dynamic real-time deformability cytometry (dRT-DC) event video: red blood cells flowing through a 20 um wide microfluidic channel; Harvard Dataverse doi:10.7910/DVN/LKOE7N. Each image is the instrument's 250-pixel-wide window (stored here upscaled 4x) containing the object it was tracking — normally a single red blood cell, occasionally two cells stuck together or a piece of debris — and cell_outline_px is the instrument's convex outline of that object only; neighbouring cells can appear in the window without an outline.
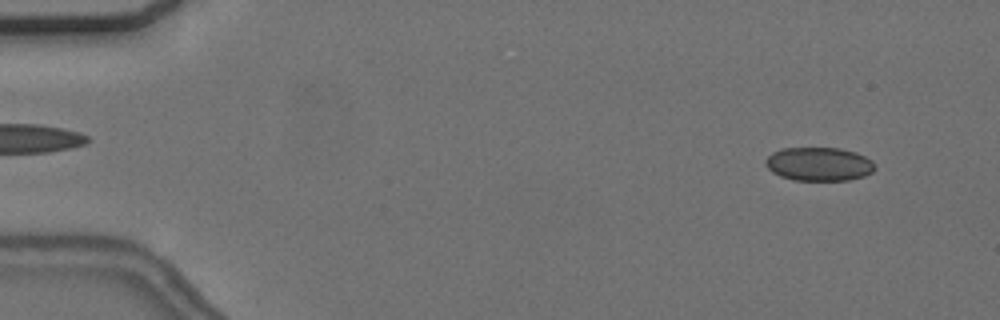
{"species": "common noctule bat (a hibernating species)", "species_latin": "Nyctalus noctula", "temperature_condition": "cold", "stored_images_in_passage": 53, "camera_frame_rate_fps": 3000, "um_per_image_px": 0.085, "animal": {"sex": "female", "body_mass_g": 24.6, "forearm_length_mm": 56.2}, "frame": {"image": 1, "passage_image": 4, "time_ms": 1.0, "image_size_px": [1000, 320], "cell_outline_px": [[876, 168], [872, 172], [864, 176], [848, 180], [792, 180], [780, 176], [772, 172], [764, 164], [764, 160], [772, 152], [780, 148], [840, 148], [856, 152], [872, 160], [876, 164]], "centroid_in_image_um": [69.6, 13.94], "position_along_channel_um": 15.4, "area_um2": 21.68}}
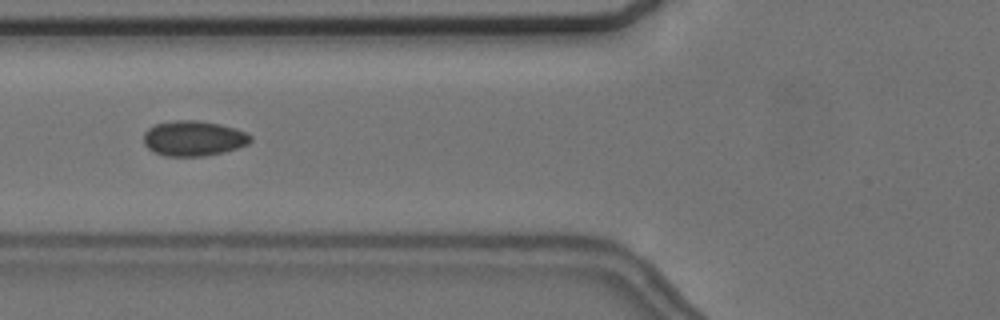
{"frame": {"image": 2, "passage_image": 21, "time_ms": 6.667, "image_size_px": [1000, 320], "cell_outline_px": [[252, 140], [248, 144], [224, 152], [204, 156], [164, 156], [148, 148], [144, 144], [144, 132], [148, 128], [156, 124], [176, 120], [196, 120], [220, 124], [236, 128], [252, 136]], "centroid_in_image_um": [16.46, 11.76], "position_along_channel_um": 109.3, "area_um2": 21.91}}
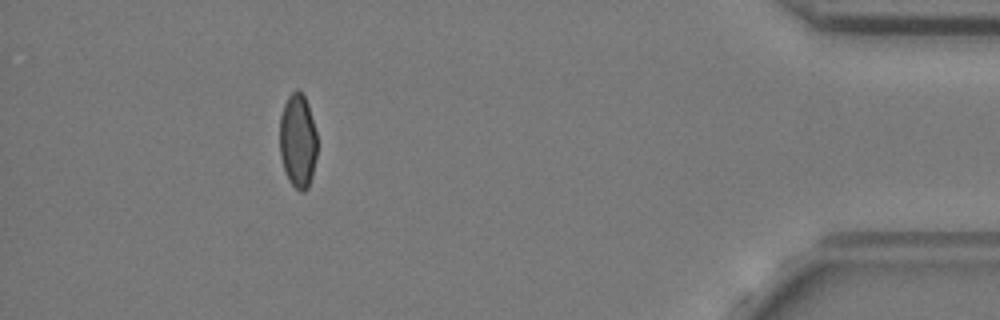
{"frame": {"image": 3, "passage_image": 50, "time_ms": 16.333, "image_size_px": [1000, 320], "cell_outline_px": [[316, 156], [312, 176], [308, 188], [304, 192], [300, 192], [288, 180], [280, 156], [280, 116], [284, 104], [288, 96], [296, 88], [300, 88], [308, 104], [316, 132]], "centroid_in_image_um": [25.31, 11.95], "position_along_channel_um": 409.9, "area_um2": 20.63}}